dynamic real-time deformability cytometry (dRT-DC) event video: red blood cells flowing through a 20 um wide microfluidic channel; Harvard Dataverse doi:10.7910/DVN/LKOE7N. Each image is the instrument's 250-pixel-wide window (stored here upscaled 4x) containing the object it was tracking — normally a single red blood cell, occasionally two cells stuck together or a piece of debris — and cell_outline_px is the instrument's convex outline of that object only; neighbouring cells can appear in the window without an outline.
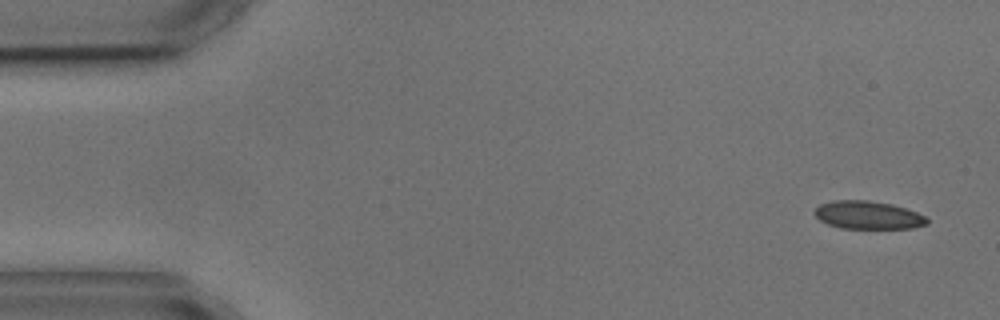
{"species": "common noctule bat (a hibernating species)", "species_latin": "Nyctalus noctula", "temperature_condition": "cold", "stored_images_in_passage": 5, "camera_frame_rate_fps": 3000, "um_per_image_px": 0.085, "animal": {"sex": "male", "body_mass_g": 17.9, "forearm_length_mm": 54.2}, "frame": {"image": 1, "passage_image": 1, "time_ms": 0.0, "image_size_px": [1000, 320], "cell_outline_px": [[928, 224], [912, 228], [840, 228], [828, 224], [820, 220], [812, 212], [820, 204], [832, 200], [868, 200], [892, 204], [916, 212], [924, 216], [928, 220]], "centroid_in_image_um": [73.75, 18.28], "position_along_channel_um": 11.2, "area_um2": 18.32}}
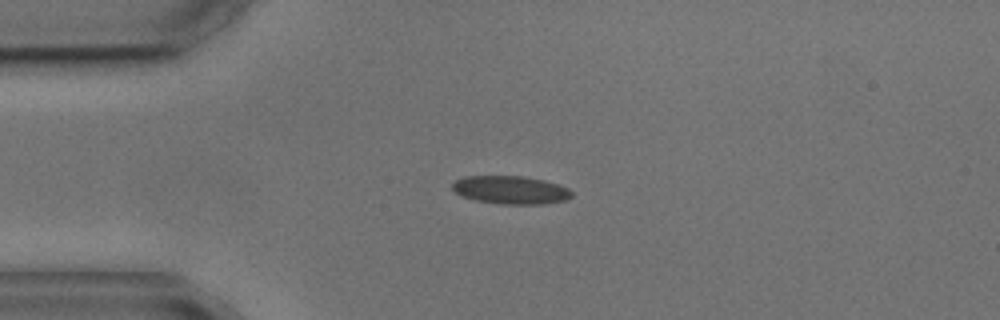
{"frame": {"image": 2, "passage_image": 3, "time_ms": 3.333, "image_size_px": [1000, 320], "cell_outline_px": [[572, 196], [564, 200], [544, 204], [500, 204], [476, 200], [460, 196], [452, 188], [452, 184], [456, 180], [464, 176], [520, 176], [544, 180], [560, 184], [568, 188], [572, 192]], "centroid_in_image_um": [43.4, 16.14], "position_along_channel_um": 41.6, "area_um2": 19.59}}